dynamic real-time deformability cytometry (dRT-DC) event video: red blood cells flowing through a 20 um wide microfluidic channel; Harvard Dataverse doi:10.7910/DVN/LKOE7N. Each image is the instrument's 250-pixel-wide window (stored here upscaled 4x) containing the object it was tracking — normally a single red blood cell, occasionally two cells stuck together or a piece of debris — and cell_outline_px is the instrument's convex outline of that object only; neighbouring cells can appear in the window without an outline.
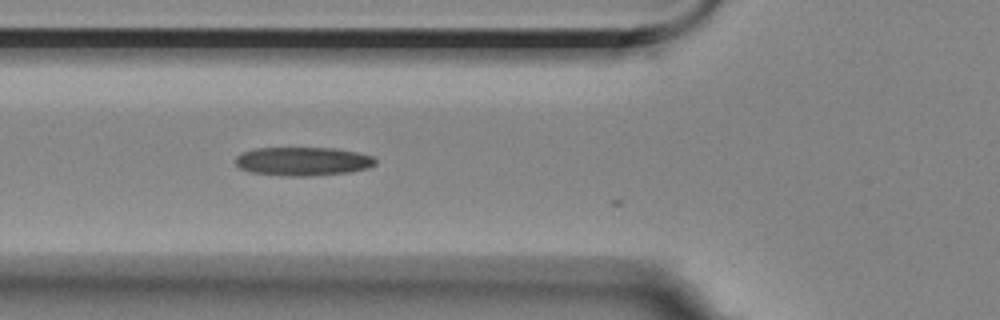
{"species": "Egyptian fruit bat (a non-hibernating species)", "species_latin": "Rousettus aegyptiacus", "temperature_condition": "room temperature", "stored_images_in_passage": 3, "camera_frame_rate_fps": 3000, "um_per_image_px": 0.085, "animal": {"sex": "female"}, "frame": {"image": 1, "passage_image": 2, "time_ms": 0.333, "image_size_px": [1000, 320], "cell_outline_px": [[376, 164], [368, 168], [348, 172], [312, 176], [288, 176], [248, 172], [240, 168], [236, 164], [236, 156], [252, 148], [336, 148], [356, 152], [372, 156], [376, 160]], "centroid_in_image_um": [25.73, 13.71], "position_along_channel_um": 100.1, "area_um2": 23.41}}